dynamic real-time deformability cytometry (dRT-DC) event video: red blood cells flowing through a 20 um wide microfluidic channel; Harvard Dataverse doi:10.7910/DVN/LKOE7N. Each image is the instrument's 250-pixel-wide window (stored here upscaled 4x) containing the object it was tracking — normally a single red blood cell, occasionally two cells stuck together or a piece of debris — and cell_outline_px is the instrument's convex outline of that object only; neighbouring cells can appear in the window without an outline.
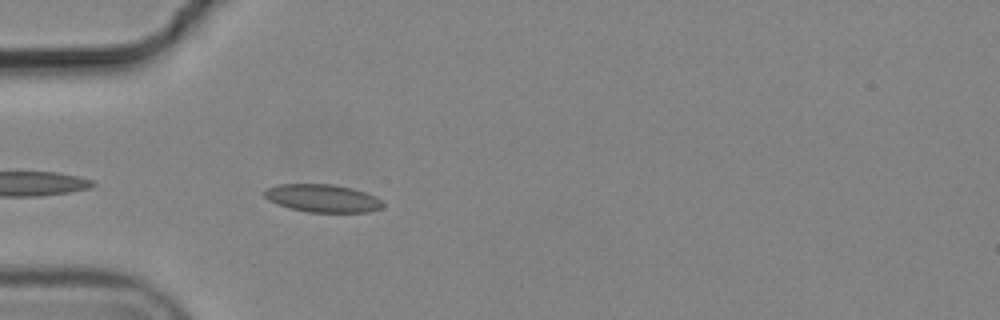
{"species": "common noctule bat (a hibernating species)", "species_latin": "Nyctalus noctula", "temperature_condition": "cold", "stored_images_in_passage": 5, "camera_frame_rate_fps": 3000, "um_per_image_px": 0.085, "animal": {"sex": "male", "body_mass_g": 19.2, "forearm_length_mm": 51.8}, "frame": {"image": 1, "passage_image": 5, "time_ms": 1.333, "image_size_px": [1000, 320], "cell_outline_px": [[384, 204], [380, 208], [368, 212], [308, 212], [292, 208], [268, 200], [264, 196], [264, 188], [276, 184], [332, 184], [352, 188], [376, 196], [384, 200]], "centroid_in_image_um": [27.43, 16.84], "position_along_channel_um": 57.6, "area_um2": 19.25}}